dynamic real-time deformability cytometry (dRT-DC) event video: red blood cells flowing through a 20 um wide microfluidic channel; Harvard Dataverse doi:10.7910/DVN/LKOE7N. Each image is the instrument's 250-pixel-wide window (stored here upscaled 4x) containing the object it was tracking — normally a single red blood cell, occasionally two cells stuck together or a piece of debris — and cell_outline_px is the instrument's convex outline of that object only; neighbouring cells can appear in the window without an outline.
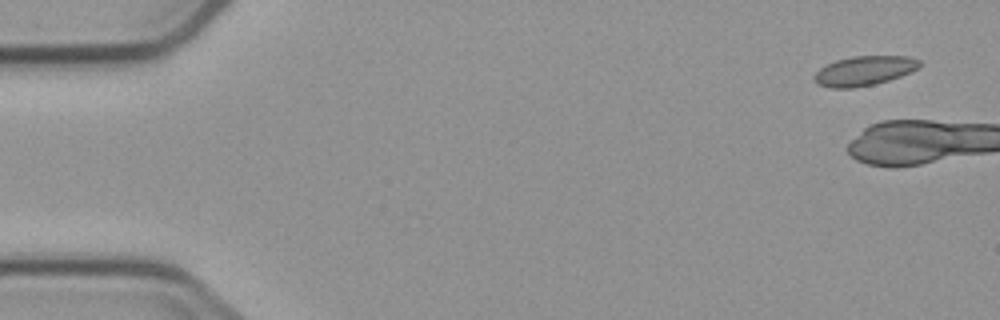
{"species": "common noctule bat (a hibernating species)", "species_latin": "Nyctalus noctula", "temperature_condition": "cold", "stored_images_in_passage": 6, "camera_frame_rate_fps": 3000, "um_per_image_px": 0.085, "animal": {"sex": "male", "body_mass_g": 23.1, "forearm_length_mm": 52.7}, "frame": {"image": 1, "passage_image": 1, "time_ms": 0.0, "image_size_px": [1000, 320], "cell_outline_px": [[920, 64], [916, 68], [900, 76], [888, 80], [872, 84], [852, 88], [832, 88], [820, 84], [812, 80], [812, 76], [820, 68], [836, 60], [852, 56], [908, 56], [920, 60]], "centroid_in_image_um": [73.41, 6.01], "position_along_channel_um": 11.6, "area_um2": 17.86}}
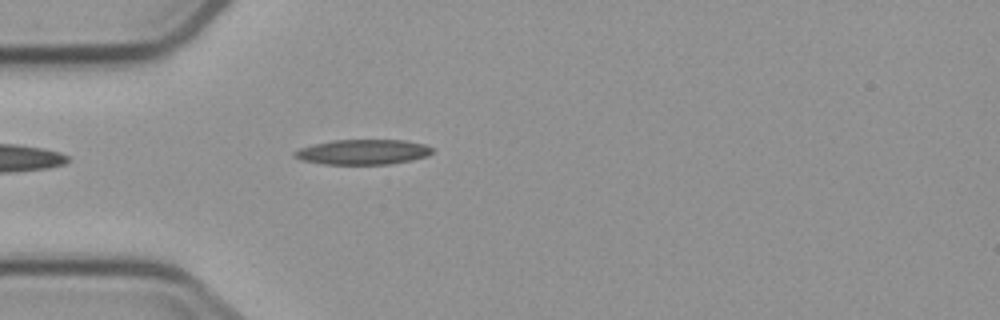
{"frame": {"image": 2, "passage_image": 6, "time_ms": 6.0, "image_size_px": [1000, 320], "cell_outline_px": [[432, 152], [428, 156], [412, 160], [392, 164], [324, 164], [300, 160], [292, 156], [292, 152], [300, 148], [332, 140], [404, 140], [424, 144], [432, 148]], "centroid_in_image_um": [30.84, 12.92], "position_along_channel_um": 54.2, "area_um2": 20.17}}